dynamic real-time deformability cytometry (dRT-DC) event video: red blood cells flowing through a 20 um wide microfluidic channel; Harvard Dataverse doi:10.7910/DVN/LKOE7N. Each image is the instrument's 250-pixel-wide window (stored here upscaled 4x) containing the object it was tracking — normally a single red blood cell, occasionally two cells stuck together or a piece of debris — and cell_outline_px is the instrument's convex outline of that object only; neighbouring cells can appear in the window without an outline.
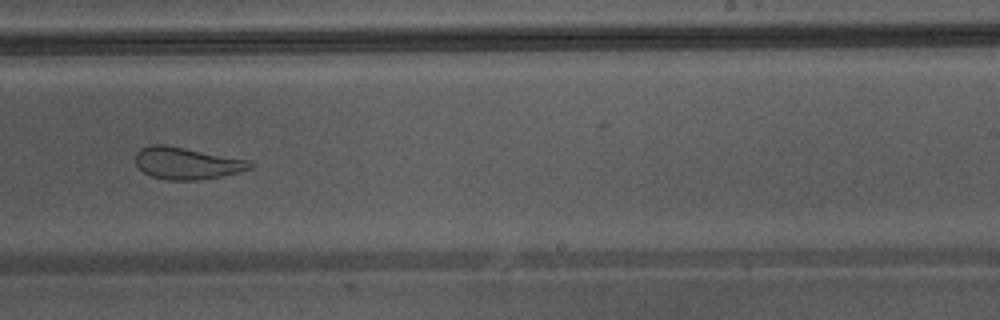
{"species": "Egyptian fruit bat (a non-hibernating species)", "species_latin": "Rousettus aegyptiacus", "temperature_condition": "warm", "stored_images_in_passage": 33, "camera_frame_rate_fps": 3000, "um_per_image_px": 0.085, "animal": {"sex": "male"}, "frame": {"image": 1, "passage_image": 15, "time_ms": 4.667, "image_size_px": [1000, 320], "cell_outline_px": [[252, 168], [240, 172], [200, 180], [168, 180], [152, 176], [144, 172], [136, 164], [136, 152], [140, 148], [148, 144], [164, 144], [248, 160], [252, 164]], "centroid_in_image_um": [15.85, 13.87], "position_along_channel_um": 273.2, "area_um2": 21.21}, "authors_computed_cell_mechanics": {"area_um2": 25.143, "velocity_mm_per_s": 4.3523, "shape_relaxation_time_tau1_ms": null, "shape_relaxation_time_tau2_ms": 0.9955, "deformation_change_tau1": null, "deformation_change_tau2": 0.0944}}